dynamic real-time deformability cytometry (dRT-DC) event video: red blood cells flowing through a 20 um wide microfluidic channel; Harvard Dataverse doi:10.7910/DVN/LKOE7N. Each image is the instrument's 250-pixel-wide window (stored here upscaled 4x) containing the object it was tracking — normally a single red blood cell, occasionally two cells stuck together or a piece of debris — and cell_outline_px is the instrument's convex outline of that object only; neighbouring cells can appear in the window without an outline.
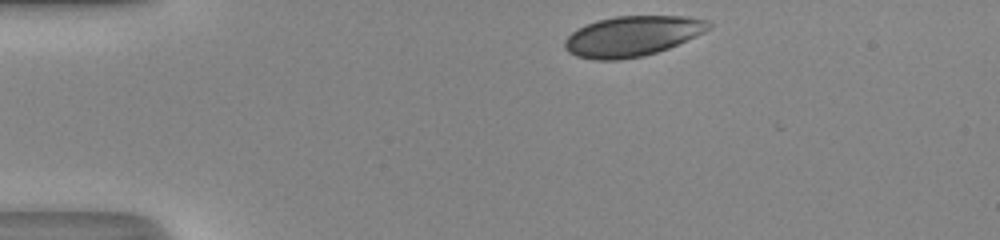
{"species": "human", "species_latin": "Homo sapiens", "temperature_condition": "room temperature", "stored_images_in_passage": 33, "camera_frame_rate_fps": 3000, "um_per_image_px": 0.085, "donor": {"sex": "male"}, "frame": {"image": 1, "passage_image": 1, "time_ms": 0.0, "image_size_px": [1000, 240], "cell_outline_px": [[712, 28], [704, 32], [668, 48], [644, 56], [620, 60], [596, 60], [576, 56], [568, 52], [564, 48], [564, 40], [572, 32], [584, 24], [616, 16], [680, 16], [708, 20], [712, 24]], "centroid_in_image_um": [53.72, 3.08], "position_along_channel_um": 31.3, "area_um2": 33.76}}
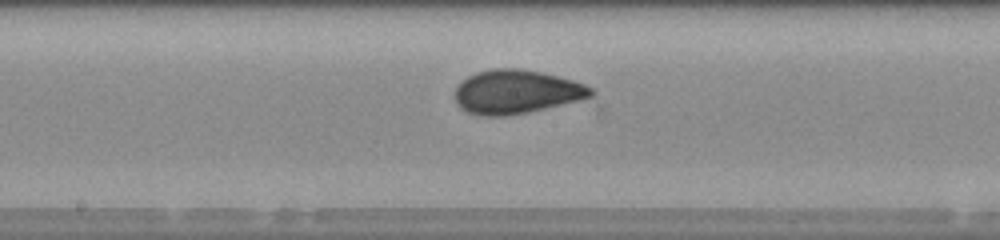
{"frame": {"image": 2, "passage_image": 18, "time_ms": 5.667, "image_size_px": [1000, 240], "cell_outline_px": [[596, 92], [592, 96], [528, 112], [504, 116], [480, 116], [468, 112], [460, 108], [456, 104], [456, 88], [468, 76], [476, 72], [492, 68], [520, 68], [540, 72], [572, 80], [584, 84], [592, 88]], "centroid_in_image_um": [43.86, 7.8], "position_along_channel_um": 204.3, "area_um2": 34.39}}
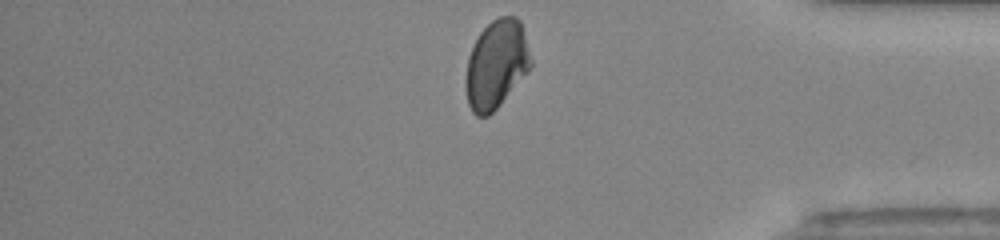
{"frame": {"image": 3, "passage_image": 33, "time_ms": 10.667, "image_size_px": [1000, 240], "cell_outline_px": [[532, 64], [528, 72], [496, 108], [488, 116], [476, 116], [472, 112], [468, 104], [468, 56], [480, 32], [492, 20], [500, 16], [516, 16], [520, 20], [532, 60]], "centroid_in_image_um": [42.23, 5.44], "position_along_channel_um": 393.0, "area_um2": 32.77}, "authors_computed_cell_mechanics": {"area_um2": 33.813, "velocity_mm_per_s": 4.2221, "shape_relaxation_time_tau1_ms": 4.3632, "shape_relaxation_time_tau2_ms": null, "deformation_change_tau1": 0.1137, "deformation_change_tau2": null}}